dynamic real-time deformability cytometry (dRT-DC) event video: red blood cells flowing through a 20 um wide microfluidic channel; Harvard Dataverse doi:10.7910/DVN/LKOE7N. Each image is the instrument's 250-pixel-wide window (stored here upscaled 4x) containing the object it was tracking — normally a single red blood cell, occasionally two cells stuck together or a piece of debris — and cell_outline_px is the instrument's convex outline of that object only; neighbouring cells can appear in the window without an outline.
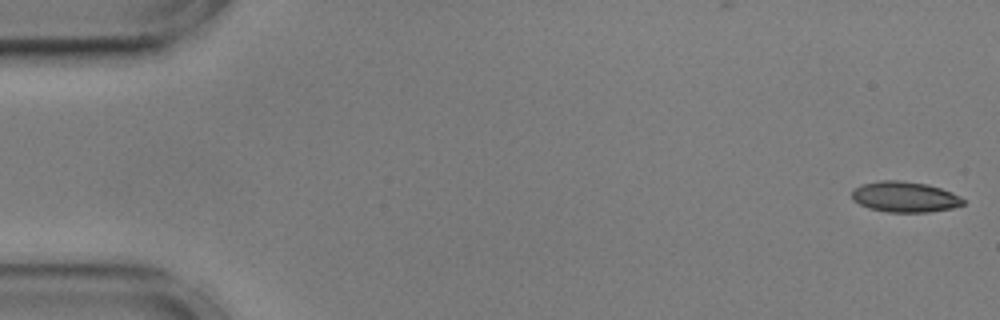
{"species": "common noctule bat (a hibernating species)", "species_latin": "Nyctalus noctula", "temperature_condition": "cold", "stored_images_in_passage": 56, "camera_frame_rate_fps": 3000, "um_per_image_px": 0.085, "animal": {"sex": "male", "body_mass_g": 17.9, "forearm_length_mm": 54.2}, "frame": {"image": 1, "passage_image": 1, "time_ms": 0.0, "image_size_px": [1000, 320], "cell_outline_px": [[964, 204], [952, 208], [928, 212], [888, 212], [868, 208], [852, 200], [852, 192], [860, 184], [880, 180], [900, 180], [928, 184], [952, 192], [960, 196], [964, 200]], "centroid_in_image_um": [76.9, 16.73], "position_along_channel_um": 8.1, "area_um2": 19.94}}
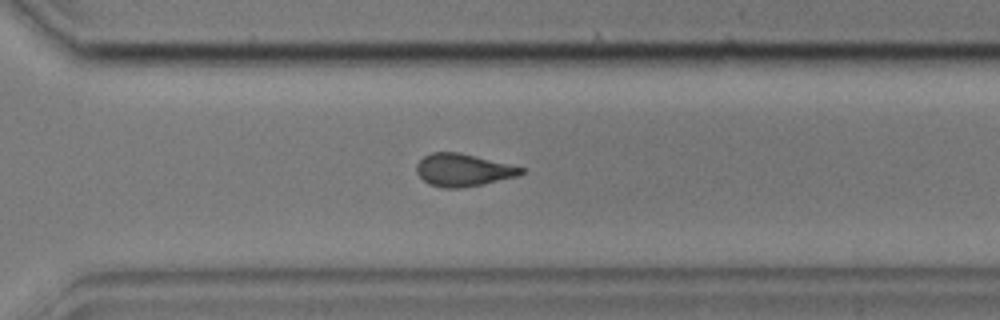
{"frame": {"image": 2, "passage_image": 39, "time_ms": 12.667, "image_size_px": [1000, 320], "cell_outline_px": [[524, 172], [516, 176], [484, 184], [460, 188], [440, 188], [428, 184], [416, 172], [416, 164], [424, 156], [432, 152], [460, 152], [524, 168]], "centroid_in_image_um": [39.32, 14.46], "position_along_channel_um": 331.3, "area_um2": 19.77}}
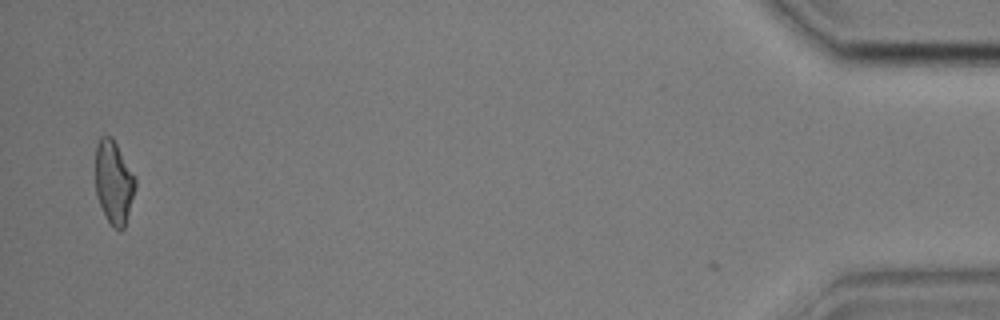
{"frame": {"image": 3, "passage_image": 54, "time_ms": 17.667, "image_size_px": [1000, 320], "cell_outline_px": [[136, 184], [124, 228], [120, 232], [112, 228], [96, 196], [96, 144], [100, 136], [112, 136], [136, 180]], "centroid_in_image_um": [9.65, 15.5], "position_along_channel_um": 425.5, "area_um2": 19.07}, "authors_computed_cell_mechanics": {"area_um2": 20.0855, "velocity_mm_per_s": 3.5971, "shape_relaxation_time_tau1_ms": null, "shape_relaxation_time_tau2_ms": 2.6887, "deformation_change_tau1": null, "deformation_change_tau2": 0.0857}}